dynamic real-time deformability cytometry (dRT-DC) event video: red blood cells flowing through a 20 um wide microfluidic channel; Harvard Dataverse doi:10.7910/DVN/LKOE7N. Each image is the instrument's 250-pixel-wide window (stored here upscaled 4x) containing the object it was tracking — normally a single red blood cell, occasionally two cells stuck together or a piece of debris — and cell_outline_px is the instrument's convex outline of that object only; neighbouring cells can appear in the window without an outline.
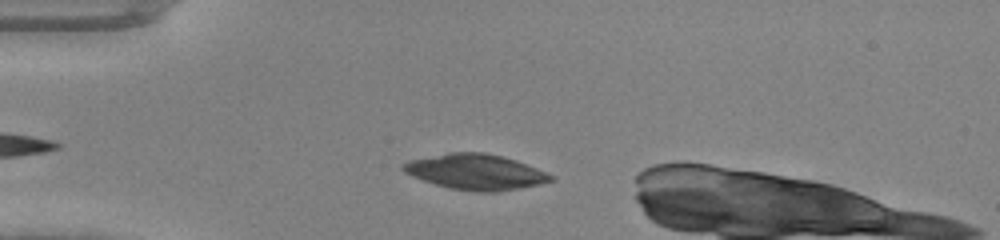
{"species": "common noctule bat (a hibernating species)", "species_latin": "Nyctalus noctula", "temperature_condition": "warm", "stored_images_in_passage": 36, "camera_frame_rate_fps": 3000, "um_per_image_px": 0.085, "animal": {"sex": "male", "body_mass_g": 20.0, "forearm_length_mm": 53.3}, "frame": {"image": 1, "passage_image": 4, "time_ms": 1.0, "image_size_px": [1000, 240], "cell_outline_px": [[556, 180], [540, 184], [496, 192], [472, 192], [448, 188], [412, 176], [404, 172], [400, 168], [408, 160], [448, 152], [484, 152], [516, 160], [556, 176]], "centroid_in_image_um": [40.43, 14.61], "position_along_channel_um": 44.6, "area_um2": 30.63}}
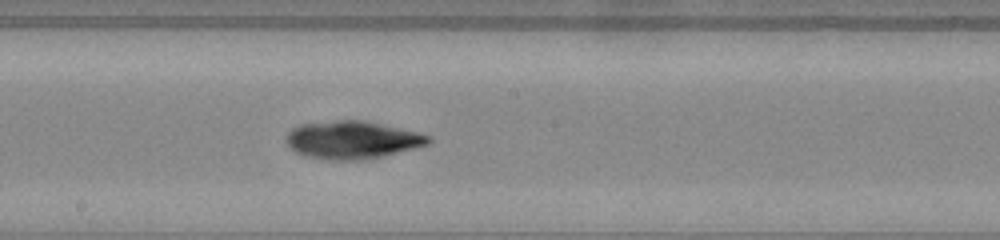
{"frame": {"image": 2, "passage_image": 18, "time_ms": 5.667, "image_size_px": [1000, 240], "cell_outline_px": [[432, 140], [428, 144], [368, 160], [328, 160], [308, 156], [296, 152], [284, 140], [288, 132], [292, 128], [300, 124], [336, 120], [364, 120], [400, 128], [432, 136]], "centroid_in_image_um": [29.93, 11.89], "position_along_channel_um": 218.3, "area_um2": 31.33}}
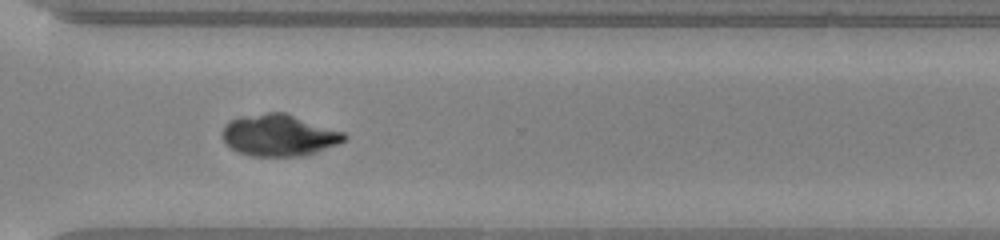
{"frame": {"image": 3, "passage_image": 27, "time_ms": 8.667, "image_size_px": [1000, 240], "cell_outline_px": [[348, 136], [344, 140], [336, 144], [316, 152], [304, 156], [252, 156], [240, 152], [232, 148], [224, 140], [220, 132], [224, 124], [228, 120], [240, 116], [268, 112], [284, 112], [344, 132]], "centroid_in_image_um": [23.68, 11.48], "position_along_channel_um": 346.9, "area_um2": 29.59}}